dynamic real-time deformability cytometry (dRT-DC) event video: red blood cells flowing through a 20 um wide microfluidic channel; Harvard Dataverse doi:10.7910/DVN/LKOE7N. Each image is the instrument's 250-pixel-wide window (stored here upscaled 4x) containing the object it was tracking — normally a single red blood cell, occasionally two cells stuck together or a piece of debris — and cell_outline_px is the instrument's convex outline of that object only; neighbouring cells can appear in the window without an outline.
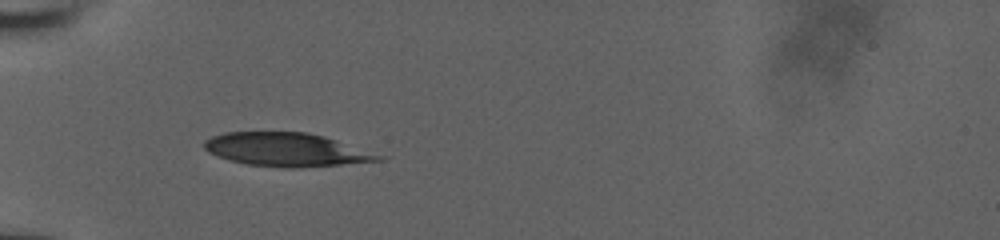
{"species": "human", "species_latin": "Homo sapiens", "temperature_condition": "room temperature", "stored_images_in_passage": 11, "camera_frame_rate_fps": 3000, "um_per_image_px": 0.085, "donor": {"sex": "male"}, "frame": {"image": 1, "passage_image": 10, "time_ms": 5.0, "image_size_px": [1000, 240], "cell_outline_px": [[384, 160], [300, 168], [288, 168], [248, 164], [232, 160], [208, 152], [204, 148], [204, 140], [212, 136], [224, 132], [308, 132], [324, 136], [384, 156]], "centroid_in_image_um": [24.33, 12.71], "position_along_channel_um": 60.7, "area_um2": 33.7}}